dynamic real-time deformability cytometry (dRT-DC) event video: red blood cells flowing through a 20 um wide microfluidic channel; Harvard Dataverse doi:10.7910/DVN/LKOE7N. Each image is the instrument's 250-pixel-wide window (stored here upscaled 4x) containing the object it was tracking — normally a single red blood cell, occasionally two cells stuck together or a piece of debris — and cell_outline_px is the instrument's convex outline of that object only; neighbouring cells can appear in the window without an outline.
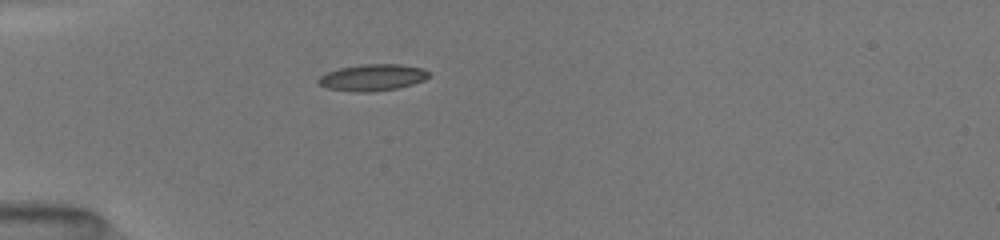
{"species": "common noctule bat (a hibernating species)", "species_latin": "Nyctalus noctula", "temperature_condition": "room temperature", "stored_images_in_passage": 37, "camera_frame_rate_fps": 3000, "um_per_image_px": 0.085, "animal": {"sex": "female", "body_mass_g": 19.5, "forearm_length_mm": 54.1}, "frame": {"image": 1, "passage_image": 1, "time_ms": 0.0, "image_size_px": [1000, 240], "cell_outline_px": [[428, 76], [424, 80], [412, 84], [396, 88], [372, 92], [352, 92], [328, 88], [320, 84], [316, 80], [320, 76], [328, 72], [340, 68], [360, 64], [400, 64], [424, 68], [428, 72]], "centroid_in_image_um": [31.65, 6.58], "position_along_channel_um": 53.3, "area_um2": 17.05}}
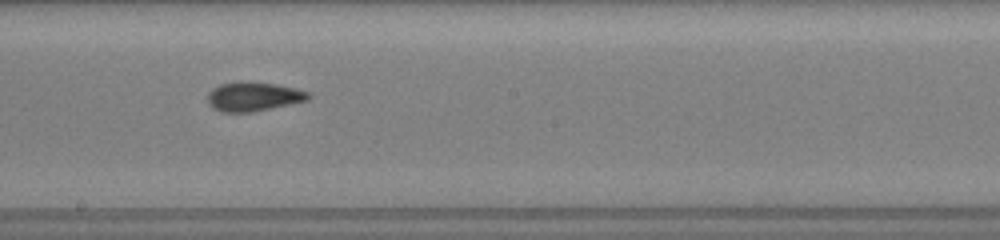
{"frame": {"image": 2, "passage_image": 15, "time_ms": 4.667, "image_size_px": [1000, 240], "cell_outline_px": [[312, 96], [308, 100], [252, 112], [220, 112], [212, 108], [208, 104], [208, 92], [212, 88], [220, 84], [240, 80], [252, 80], [276, 84], [296, 88], [308, 92]], "centroid_in_image_um": [21.51, 8.18], "position_along_channel_um": 226.7, "area_um2": 17.51}}
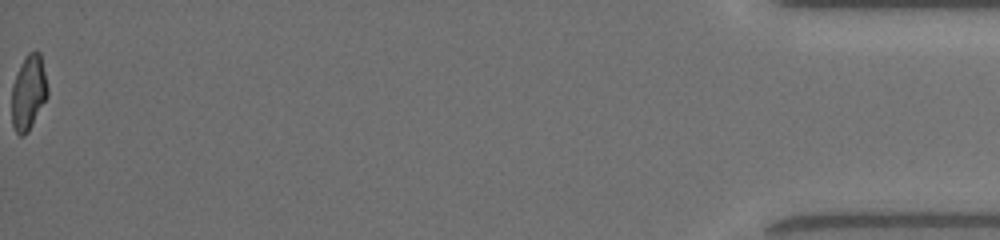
{"frame": {"image": 3, "passage_image": 37, "time_ms": 12.0, "image_size_px": [1000, 240], "cell_outline_px": [[48, 96], [28, 132], [24, 136], [20, 136], [16, 132], [12, 124], [12, 84], [16, 72], [20, 64], [28, 52], [36, 48], [40, 52], [48, 88]], "centroid_in_image_um": [2.42, 7.83], "position_along_channel_um": 432.8, "area_um2": 15.9}, "authors_computed_cell_mechanics": {"area_um2": 16.8198, "velocity_mm_per_s": 4.0431, "shape_relaxation_time_tau1_ms": 4.0058, "shape_relaxation_time_tau2_ms": 1.1385, "deformation_change_tau1": 0.1529, "deformation_change_tau2": 0.0643}}